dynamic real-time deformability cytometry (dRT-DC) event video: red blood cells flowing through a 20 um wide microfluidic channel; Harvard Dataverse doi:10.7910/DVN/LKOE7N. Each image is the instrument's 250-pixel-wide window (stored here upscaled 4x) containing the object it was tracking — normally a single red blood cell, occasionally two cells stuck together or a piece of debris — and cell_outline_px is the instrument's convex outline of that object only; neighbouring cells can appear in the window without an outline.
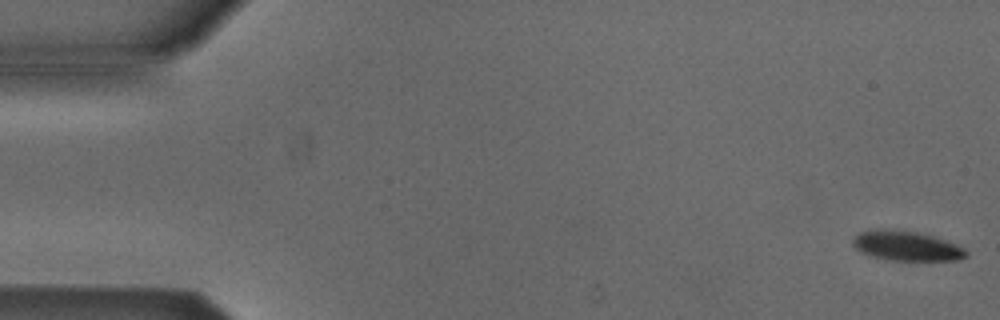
{"species": "Egyptian fruit bat (a non-hibernating species)", "species_latin": "Rousettus aegyptiacus", "temperature_condition": "cold", "stored_images_in_passage": 5, "camera_frame_rate_fps": 3000, "um_per_image_px": 0.085, "animal": {"sex": "male"}, "frame": {"image": 1, "passage_image": 1, "time_ms": 0.0, "image_size_px": [1000, 320], "cell_outline_px": [[968, 256], [960, 260], [888, 260], [872, 256], [860, 252], [852, 244], [852, 240], [860, 232], [876, 228], [884, 228], [916, 232], [932, 236], [956, 244], [964, 248], [968, 252]], "centroid_in_image_um": [77.04, 20.9], "position_along_channel_um": 8.0, "area_um2": 19.65}}